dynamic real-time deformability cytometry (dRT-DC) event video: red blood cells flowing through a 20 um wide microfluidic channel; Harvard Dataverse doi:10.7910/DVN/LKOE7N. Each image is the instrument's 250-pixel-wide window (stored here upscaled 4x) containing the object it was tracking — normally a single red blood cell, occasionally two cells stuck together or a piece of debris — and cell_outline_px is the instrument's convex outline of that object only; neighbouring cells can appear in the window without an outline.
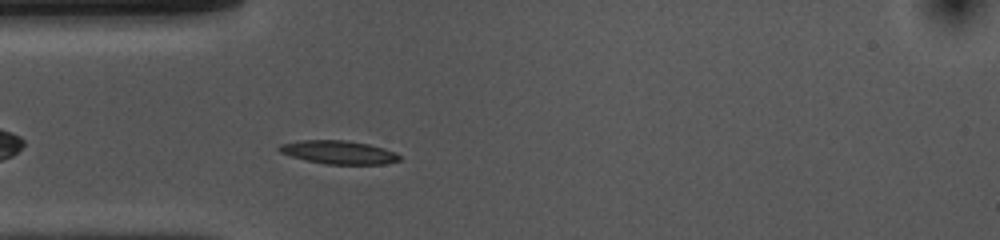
{"species": "common noctule bat (a hibernating species)", "species_latin": "Nyctalus noctula", "temperature_condition": "cold", "stored_images_in_passage": 41, "camera_frame_rate_fps": 3000, "um_per_image_px": 0.085, "animal": {"sex": "female", "body_mass_g": 10.0, "forearm_length_mm": 53.1}, "frame": {"image": 1, "passage_image": 5, "time_ms": 1.333, "image_size_px": [1000, 240], "cell_outline_px": [[400, 160], [384, 164], [324, 164], [292, 156], [280, 152], [276, 148], [280, 144], [300, 140], [344, 140], [368, 144], [384, 148], [396, 152], [400, 156]], "centroid_in_image_um": [28.78, 12.94], "position_along_channel_um": 56.2, "area_um2": 16.3}}
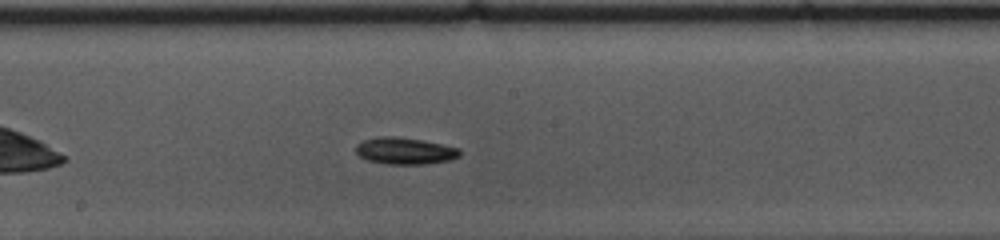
{"frame": {"image": 2, "passage_image": 18, "time_ms": 5.667, "image_size_px": [1000, 240], "cell_outline_px": [[460, 156], [448, 160], [424, 164], [384, 164], [368, 160], [360, 156], [356, 152], [356, 144], [364, 140], [380, 136], [392, 136], [424, 140], [460, 148]], "centroid_in_image_um": [34.41, 12.82], "position_along_channel_um": 213.8, "area_um2": 16.18}}
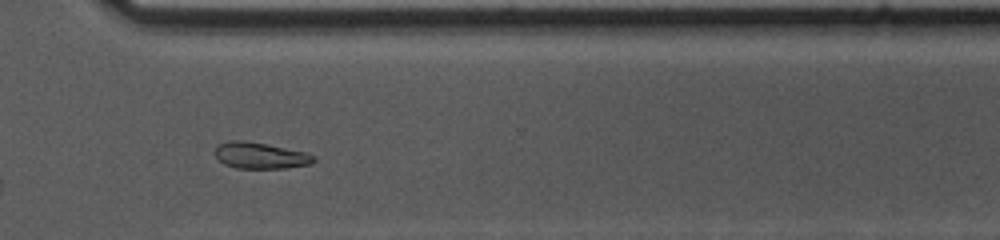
{"frame": {"image": 3, "passage_image": 29, "time_ms": 9.333, "image_size_px": [1000, 240], "cell_outline_px": [[316, 160], [312, 164], [284, 168], [236, 168], [224, 164], [216, 156], [216, 148], [220, 144], [228, 140], [244, 140], [304, 152], [316, 156]], "centroid_in_image_um": [22.14, 13.23], "position_along_channel_um": 348.5, "area_um2": 14.91}, "authors_computed_cell_mechanics": {"area_um2": 15.4904, "velocity_mm_per_s": 3.6807, "shape_relaxation_time_tau1_ms": 1.84, "shape_relaxation_time_tau2_ms": null, "deformation_change_tau1": 0.0967, "deformation_change_tau2": null}}